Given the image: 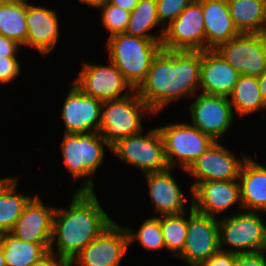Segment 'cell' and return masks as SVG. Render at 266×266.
Wrapping results in <instances>:
<instances>
[{
	"label": "cell",
	"mask_w": 266,
	"mask_h": 266,
	"mask_svg": "<svg viewBox=\"0 0 266 266\" xmlns=\"http://www.w3.org/2000/svg\"><path fill=\"white\" fill-rule=\"evenodd\" d=\"M201 51L161 49L146 79L136 89L153 114L180 98L195 96L200 89Z\"/></svg>",
	"instance_id": "obj_1"
},
{
	"label": "cell",
	"mask_w": 266,
	"mask_h": 266,
	"mask_svg": "<svg viewBox=\"0 0 266 266\" xmlns=\"http://www.w3.org/2000/svg\"><path fill=\"white\" fill-rule=\"evenodd\" d=\"M112 222L95 191H76L69 209L55 210L49 252L54 253L55 244V255L70 263Z\"/></svg>",
	"instance_id": "obj_2"
},
{
	"label": "cell",
	"mask_w": 266,
	"mask_h": 266,
	"mask_svg": "<svg viewBox=\"0 0 266 266\" xmlns=\"http://www.w3.org/2000/svg\"><path fill=\"white\" fill-rule=\"evenodd\" d=\"M162 40H150L118 33L109 36L106 48L124 78L136 90L146 79L154 57L162 49Z\"/></svg>",
	"instance_id": "obj_3"
},
{
	"label": "cell",
	"mask_w": 266,
	"mask_h": 266,
	"mask_svg": "<svg viewBox=\"0 0 266 266\" xmlns=\"http://www.w3.org/2000/svg\"><path fill=\"white\" fill-rule=\"evenodd\" d=\"M104 146L111 150L99 132L64 133L60 148L66 169L74 180L88 177L76 191H95L92 175L104 161Z\"/></svg>",
	"instance_id": "obj_4"
},
{
	"label": "cell",
	"mask_w": 266,
	"mask_h": 266,
	"mask_svg": "<svg viewBox=\"0 0 266 266\" xmlns=\"http://www.w3.org/2000/svg\"><path fill=\"white\" fill-rule=\"evenodd\" d=\"M153 115L149 106L135 90L132 94L102 102L99 134L110 146L118 140L143 131L144 114Z\"/></svg>",
	"instance_id": "obj_5"
},
{
	"label": "cell",
	"mask_w": 266,
	"mask_h": 266,
	"mask_svg": "<svg viewBox=\"0 0 266 266\" xmlns=\"http://www.w3.org/2000/svg\"><path fill=\"white\" fill-rule=\"evenodd\" d=\"M111 152L123 162L140 169L143 174L169 168L158 127L150 129L145 136L141 132L118 140L111 146Z\"/></svg>",
	"instance_id": "obj_6"
},
{
	"label": "cell",
	"mask_w": 266,
	"mask_h": 266,
	"mask_svg": "<svg viewBox=\"0 0 266 266\" xmlns=\"http://www.w3.org/2000/svg\"><path fill=\"white\" fill-rule=\"evenodd\" d=\"M158 129L164 141L166 161L172 169L179 162L178 165L186 171L214 142L192 124L176 123Z\"/></svg>",
	"instance_id": "obj_7"
},
{
	"label": "cell",
	"mask_w": 266,
	"mask_h": 266,
	"mask_svg": "<svg viewBox=\"0 0 266 266\" xmlns=\"http://www.w3.org/2000/svg\"><path fill=\"white\" fill-rule=\"evenodd\" d=\"M260 217L257 211L221 217L218 220L220 250L236 254L262 251L265 225ZM222 245L231 249L223 250Z\"/></svg>",
	"instance_id": "obj_8"
},
{
	"label": "cell",
	"mask_w": 266,
	"mask_h": 266,
	"mask_svg": "<svg viewBox=\"0 0 266 266\" xmlns=\"http://www.w3.org/2000/svg\"><path fill=\"white\" fill-rule=\"evenodd\" d=\"M215 50L240 75L258 77L266 70V33H241Z\"/></svg>",
	"instance_id": "obj_9"
},
{
	"label": "cell",
	"mask_w": 266,
	"mask_h": 266,
	"mask_svg": "<svg viewBox=\"0 0 266 266\" xmlns=\"http://www.w3.org/2000/svg\"><path fill=\"white\" fill-rule=\"evenodd\" d=\"M162 49L170 51L205 50V25L201 0H193L165 27Z\"/></svg>",
	"instance_id": "obj_10"
},
{
	"label": "cell",
	"mask_w": 266,
	"mask_h": 266,
	"mask_svg": "<svg viewBox=\"0 0 266 266\" xmlns=\"http://www.w3.org/2000/svg\"><path fill=\"white\" fill-rule=\"evenodd\" d=\"M74 84L86 95L102 102L124 98L135 91L111 61L105 66L83 63Z\"/></svg>",
	"instance_id": "obj_11"
},
{
	"label": "cell",
	"mask_w": 266,
	"mask_h": 266,
	"mask_svg": "<svg viewBox=\"0 0 266 266\" xmlns=\"http://www.w3.org/2000/svg\"><path fill=\"white\" fill-rule=\"evenodd\" d=\"M218 218L195 211L192 197L184 248L177 256L189 265L198 266L220 250Z\"/></svg>",
	"instance_id": "obj_12"
},
{
	"label": "cell",
	"mask_w": 266,
	"mask_h": 266,
	"mask_svg": "<svg viewBox=\"0 0 266 266\" xmlns=\"http://www.w3.org/2000/svg\"><path fill=\"white\" fill-rule=\"evenodd\" d=\"M129 245L126 228L113 221L72 259L69 266L74 263L76 266H119Z\"/></svg>",
	"instance_id": "obj_13"
},
{
	"label": "cell",
	"mask_w": 266,
	"mask_h": 266,
	"mask_svg": "<svg viewBox=\"0 0 266 266\" xmlns=\"http://www.w3.org/2000/svg\"><path fill=\"white\" fill-rule=\"evenodd\" d=\"M189 106L192 125L219 141L234 121V110L229 97L200 93Z\"/></svg>",
	"instance_id": "obj_14"
},
{
	"label": "cell",
	"mask_w": 266,
	"mask_h": 266,
	"mask_svg": "<svg viewBox=\"0 0 266 266\" xmlns=\"http://www.w3.org/2000/svg\"><path fill=\"white\" fill-rule=\"evenodd\" d=\"M242 158L243 160L237 159L230 150L220 145L218 141H214L185 171L197 179L191 185V192L200 182L238 179L247 155Z\"/></svg>",
	"instance_id": "obj_15"
},
{
	"label": "cell",
	"mask_w": 266,
	"mask_h": 266,
	"mask_svg": "<svg viewBox=\"0 0 266 266\" xmlns=\"http://www.w3.org/2000/svg\"><path fill=\"white\" fill-rule=\"evenodd\" d=\"M102 101L86 95L74 83L62 108L64 133L99 132Z\"/></svg>",
	"instance_id": "obj_16"
},
{
	"label": "cell",
	"mask_w": 266,
	"mask_h": 266,
	"mask_svg": "<svg viewBox=\"0 0 266 266\" xmlns=\"http://www.w3.org/2000/svg\"><path fill=\"white\" fill-rule=\"evenodd\" d=\"M191 195L193 209L210 217L216 218L236 203L242 209L238 179L200 182Z\"/></svg>",
	"instance_id": "obj_17"
},
{
	"label": "cell",
	"mask_w": 266,
	"mask_h": 266,
	"mask_svg": "<svg viewBox=\"0 0 266 266\" xmlns=\"http://www.w3.org/2000/svg\"><path fill=\"white\" fill-rule=\"evenodd\" d=\"M55 210L56 208L45 206L38 195L34 196L10 233L22 241L50 243Z\"/></svg>",
	"instance_id": "obj_18"
},
{
	"label": "cell",
	"mask_w": 266,
	"mask_h": 266,
	"mask_svg": "<svg viewBox=\"0 0 266 266\" xmlns=\"http://www.w3.org/2000/svg\"><path fill=\"white\" fill-rule=\"evenodd\" d=\"M240 73L215 49L201 51L200 88L203 94L229 97Z\"/></svg>",
	"instance_id": "obj_19"
},
{
	"label": "cell",
	"mask_w": 266,
	"mask_h": 266,
	"mask_svg": "<svg viewBox=\"0 0 266 266\" xmlns=\"http://www.w3.org/2000/svg\"><path fill=\"white\" fill-rule=\"evenodd\" d=\"M26 46L34 47L40 54H48L59 36V21L55 10L34 6L27 0Z\"/></svg>",
	"instance_id": "obj_20"
},
{
	"label": "cell",
	"mask_w": 266,
	"mask_h": 266,
	"mask_svg": "<svg viewBox=\"0 0 266 266\" xmlns=\"http://www.w3.org/2000/svg\"><path fill=\"white\" fill-rule=\"evenodd\" d=\"M172 168L144 174L154 211L160 216L176 215L186 211L184 193L171 174Z\"/></svg>",
	"instance_id": "obj_21"
},
{
	"label": "cell",
	"mask_w": 266,
	"mask_h": 266,
	"mask_svg": "<svg viewBox=\"0 0 266 266\" xmlns=\"http://www.w3.org/2000/svg\"><path fill=\"white\" fill-rule=\"evenodd\" d=\"M205 25V50L216 49L240 35L230 16L227 0H201Z\"/></svg>",
	"instance_id": "obj_22"
},
{
	"label": "cell",
	"mask_w": 266,
	"mask_h": 266,
	"mask_svg": "<svg viewBox=\"0 0 266 266\" xmlns=\"http://www.w3.org/2000/svg\"><path fill=\"white\" fill-rule=\"evenodd\" d=\"M238 180L242 210L266 212V166L247 157L240 169Z\"/></svg>",
	"instance_id": "obj_23"
},
{
	"label": "cell",
	"mask_w": 266,
	"mask_h": 266,
	"mask_svg": "<svg viewBox=\"0 0 266 266\" xmlns=\"http://www.w3.org/2000/svg\"><path fill=\"white\" fill-rule=\"evenodd\" d=\"M17 183V177L0 179V234L12 231L25 206L33 198L18 194Z\"/></svg>",
	"instance_id": "obj_24"
},
{
	"label": "cell",
	"mask_w": 266,
	"mask_h": 266,
	"mask_svg": "<svg viewBox=\"0 0 266 266\" xmlns=\"http://www.w3.org/2000/svg\"><path fill=\"white\" fill-rule=\"evenodd\" d=\"M240 33H266V0H227Z\"/></svg>",
	"instance_id": "obj_25"
},
{
	"label": "cell",
	"mask_w": 266,
	"mask_h": 266,
	"mask_svg": "<svg viewBox=\"0 0 266 266\" xmlns=\"http://www.w3.org/2000/svg\"><path fill=\"white\" fill-rule=\"evenodd\" d=\"M6 266H30L43 258L50 248V243H32L22 241L13 234H0Z\"/></svg>",
	"instance_id": "obj_26"
},
{
	"label": "cell",
	"mask_w": 266,
	"mask_h": 266,
	"mask_svg": "<svg viewBox=\"0 0 266 266\" xmlns=\"http://www.w3.org/2000/svg\"><path fill=\"white\" fill-rule=\"evenodd\" d=\"M229 100L241 117L266 109L256 76L240 75Z\"/></svg>",
	"instance_id": "obj_27"
},
{
	"label": "cell",
	"mask_w": 266,
	"mask_h": 266,
	"mask_svg": "<svg viewBox=\"0 0 266 266\" xmlns=\"http://www.w3.org/2000/svg\"><path fill=\"white\" fill-rule=\"evenodd\" d=\"M161 26L157 16L156 0H139V3L130 13V19L124 32L126 35L150 40H163L165 26L161 29L159 37L150 34L153 27Z\"/></svg>",
	"instance_id": "obj_28"
},
{
	"label": "cell",
	"mask_w": 266,
	"mask_h": 266,
	"mask_svg": "<svg viewBox=\"0 0 266 266\" xmlns=\"http://www.w3.org/2000/svg\"><path fill=\"white\" fill-rule=\"evenodd\" d=\"M27 0L15 4H0V35L26 46Z\"/></svg>",
	"instance_id": "obj_29"
},
{
	"label": "cell",
	"mask_w": 266,
	"mask_h": 266,
	"mask_svg": "<svg viewBox=\"0 0 266 266\" xmlns=\"http://www.w3.org/2000/svg\"><path fill=\"white\" fill-rule=\"evenodd\" d=\"M184 217L185 212L160 216L164 245L173 256H178L184 248L187 233V219Z\"/></svg>",
	"instance_id": "obj_30"
},
{
	"label": "cell",
	"mask_w": 266,
	"mask_h": 266,
	"mask_svg": "<svg viewBox=\"0 0 266 266\" xmlns=\"http://www.w3.org/2000/svg\"><path fill=\"white\" fill-rule=\"evenodd\" d=\"M129 244H132L134 240H138L139 243L148 251L161 250L165 248L164 238L162 236V230L160 226V216H154L146 219L140 229L136 232L132 228H127Z\"/></svg>",
	"instance_id": "obj_31"
},
{
	"label": "cell",
	"mask_w": 266,
	"mask_h": 266,
	"mask_svg": "<svg viewBox=\"0 0 266 266\" xmlns=\"http://www.w3.org/2000/svg\"><path fill=\"white\" fill-rule=\"evenodd\" d=\"M97 8L102 9V24L105 29L110 32L109 36L124 33L126 31L131 12L120 8L119 6H114L107 0H103Z\"/></svg>",
	"instance_id": "obj_32"
},
{
	"label": "cell",
	"mask_w": 266,
	"mask_h": 266,
	"mask_svg": "<svg viewBox=\"0 0 266 266\" xmlns=\"http://www.w3.org/2000/svg\"><path fill=\"white\" fill-rule=\"evenodd\" d=\"M193 0H156L157 16L161 24H170Z\"/></svg>",
	"instance_id": "obj_33"
},
{
	"label": "cell",
	"mask_w": 266,
	"mask_h": 266,
	"mask_svg": "<svg viewBox=\"0 0 266 266\" xmlns=\"http://www.w3.org/2000/svg\"><path fill=\"white\" fill-rule=\"evenodd\" d=\"M21 70L17 57H0V84L11 83Z\"/></svg>",
	"instance_id": "obj_34"
},
{
	"label": "cell",
	"mask_w": 266,
	"mask_h": 266,
	"mask_svg": "<svg viewBox=\"0 0 266 266\" xmlns=\"http://www.w3.org/2000/svg\"><path fill=\"white\" fill-rule=\"evenodd\" d=\"M237 254L219 250L206 261L201 262L198 266H235Z\"/></svg>",
	"instance_id": "obj_35"
},
{
	"label": "cell",
	"mask_w": 266,
	"mask_h": 266,
	"mask_svg": "<svg viewBox=\"0 0 266 266\" xmlns=\"http://www.w3.org/2000/svg\"><path fill=\"white\" fill-rule=\"evenodd\" d=\"M235 266H266V258L262 251L239 253Z\"/></svg>",
	"instance_id": "obj_36"
},
{
	"label": "cell",
	"mask_w": 266,
	"mask_h": 266,
	"mask_svg": "<svg viewBox=\"0 0 266 266\" xmlns=\"http://www.w3.org/2000/svg\"><path fill=\"white\" fill-rule=\"evenodd\" d=\"M20 46L16 41L0 35V57H17Z\"/></svg>",
	"instance_id": "obj_37"
},
{
	"label": "cell",
	"mask_w": 266,
	"mask_h": 266,
	"mask_svg": "<svg viewBox=\"0 0 266 266\" xmlns=\"http://www.w3.org/2000/svg\"><path fill=\"white\" fill-rule=\"evenodd\" d=\"M30 266H69V263L56 256L55 253L48 252L43 258Z\"/></svg>",
	"instance_id": "obj_38"
},
{
	"label": "cell",
	"mask_w": 266,
	"mask_h": 266,
	"mask_svg": "<svg viewBox=\"0 0 266 266\" xmlns=\"http://www.w3.org/2000/svg\"><path fill=\"white\" fill-rule=\"evenodd\" d=\"M110 4L114 6H119L120 8L132 12L134 8L139 3V0H107Z\"/></svg>",
	"instance_id": "obj_39"
},
{
	"label": "cell",
	"mask_w": 266,
	"mask_h": 266,
	"mask_svg": "<svg viewBox=\"0 0 266 266\" xmlns=\"http://www.w3.org/2000/svg\"><path fill=\"white\" fill-rule=\"evenodd\" d=\"M257 78H258L260 91H261L264 103L266 105V70Z\"/></svg>",
	"instance_id": "obj_40"
},
{
	"label": "cell",
	"mask_w": 266,
	"mask_h": 266,
	"mask_svg": "<svg viewBox=\"0 0 266 266\" xmlns=\"http://www.w3.org/2000/svg\"><path fill=\"white\" fill-rule=\"evenodd\" d=\"M103 0H79V2L85 4V5H89L91 7H95L97 8V6L102 2Z\"/></svg>",
	"instance_id": "obj_41"
},
{
	"label": "cell",
	"mask_w": 266,
	"mask_h": 266,
	"mask_svg": "<svg viewBox=\"0 0 266 266\" xmlns=\"http://www.w3.org/2000/svg\"><path fill=\"white\" fill-rule=\"evenodd\" d=\"M0 266H6L2 245L0 243Z\"/></svg>",
	"instance_id": "obj_42"
},
{
	"label": "cell",
	"mask_w": 266,
	"mask_h": 266,
	"mask_svg": "<svg viewBox=\"0 0 266 266\" xmlns=\"http://www.w3.org/2000/svg\"><path fill=\"white\" fill-rule=\"evenodd\" d=\"M22 0H0V4H15Z\"/></svg>",
	"instance_id": "obj_43"
},
{
	"label": "cell",
	"mask_w": 266,
	"mask_h": 266,
	"mask_svg": "<svg viewBox=\"0 0 266 266\" xmlns=\"http://www.w3.org/2000/svg\"><path fill=\"white\" fill-rule=\"evenodd\" d=\"M262 252L265 254L266 252V225H265V236H264V245H263V248H262Z\"/></svg>",
	"instance_id": "obj_44"
}]
</instances>
